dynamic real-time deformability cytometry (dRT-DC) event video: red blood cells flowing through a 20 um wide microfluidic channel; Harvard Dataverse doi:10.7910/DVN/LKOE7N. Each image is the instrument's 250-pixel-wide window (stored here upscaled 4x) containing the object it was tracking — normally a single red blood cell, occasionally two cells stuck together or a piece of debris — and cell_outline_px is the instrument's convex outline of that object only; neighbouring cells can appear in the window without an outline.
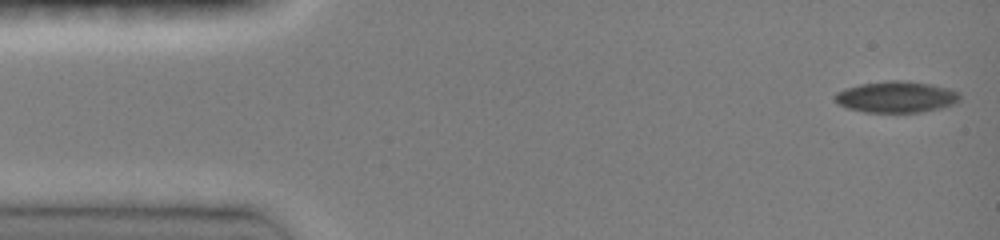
{"species": "common noctule bat (a hibernating species)", "species_latin": "Nyctalus noctula", "temperature_condition": "room temperature", "stored_images_in_passage": 46, "camera_frame_rate_fps": 3000, "um_per_image_px": 0.085, "animal": {"sex": "female", "body_mass_g": 19.0, "forearm_length_mm": 51.5}, "frame": {"image": 1, "passage_image": 1, "time_ms": 0.0, "image_size_px": [1000, 240], "cell_outline_px": [[960, 100], [956, 104], [940, 108], [920, 112], [864, 112], [848, 108], [840, 104], [832, 96], [836, 92], [844, 88], [860, 84], [884, 80], [900, 80], [932, 84], [948, 88], [960, 92]], "centroid_in_image_um": [76.2, 8.23], "position_along_channel_um": 8.8, "area_um2": 23.0}}
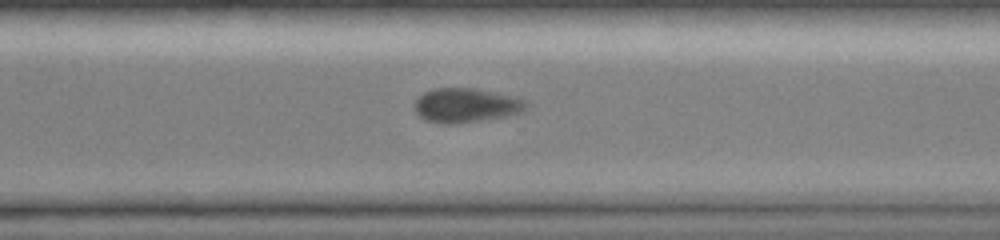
{"frame": {"image": 2, "passage_image": 33, "time_ms": 10.667, "image_size_px": [1000, 240], "cell_outline_px": [[532, 104], [528, 108], [520, 112], [508, 116], [480, 120], [448, 124], [424, 120], [416, 112], [416, 100], [424, 92], [436, 88], [476, 88], [516, 96], [528, 100]], "centroid_in_image_um": [39.71, 8.93], "position_along_channel_um": 330.9, "area_um2": 22.43}}
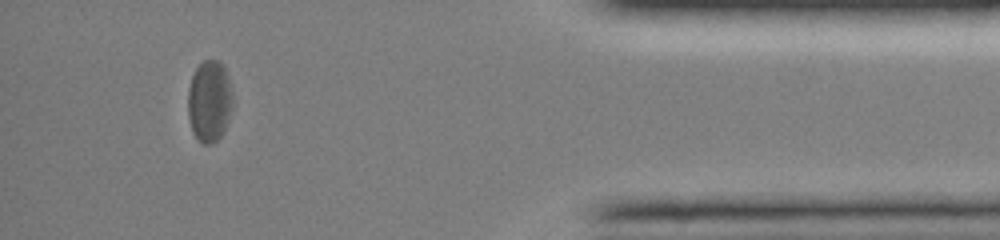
{"frame": {"image": 3, "passage_image": 42, "time_ms": 13.667, "image_size_px": [1000, 240], "cell_outline_px": [[232, 108], [224, 132], [212, 144], [204, 144], [192, 132], [188, 116], [188, 88], [192, 76], [196, 68], [204, 60], [220, 60], [224, 64], [228, 76], [232, 92]], "centroid_in_image_um": [17.81, 8.58], "position_along_channel_um": 417.4, "area_um2": 21.44}, "authors_computed_cell_mechanics": {"area_um2": 22.9466, "velocity_mm_per_s": 4.0752, "shape_relaxation_time_tau1_ms": 4.1089, "shape_relaxation_time_tau2_ms": 3.977, "deformation_change_tau1": 0.1071, "deformation_change_tau2": 0.0716}}